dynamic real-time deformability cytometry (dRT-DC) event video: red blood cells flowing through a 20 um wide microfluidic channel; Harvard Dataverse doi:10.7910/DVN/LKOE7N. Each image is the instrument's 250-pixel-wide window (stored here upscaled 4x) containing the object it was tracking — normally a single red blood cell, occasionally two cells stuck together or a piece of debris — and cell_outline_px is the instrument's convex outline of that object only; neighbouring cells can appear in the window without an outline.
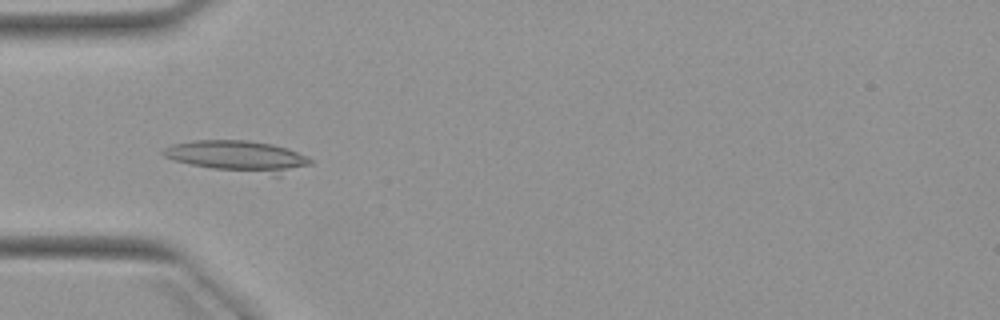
{"species": "Egyptian fruit bat (a non-hibernating species)", "species_latin": "Rousettus aegyptiacus", "temperature_condition": "warm", "stored_images_in_passage": 5, "camera_frame_rate_fps": 3000, "um_per_image_px": 0.085, "animal": {"sex": "female"}, "frame": {"image": 1, "passage_image": 4, "time_ms": 4.667, "image_size_px": [1000, 320], "cell_outline_px": [[312, 164], [280, 176], [272, 176], [212, 168], [172, 160], [164, 156], [160, 152], [164, 148], [172, 144], [192, 140], [248, 140], [272, 144], [296, 152], [312, 160]], "centroid_in_image_um": [20.22, 13.29], "position_along_channel_um": 64.8, "area_um2": 26.76}}